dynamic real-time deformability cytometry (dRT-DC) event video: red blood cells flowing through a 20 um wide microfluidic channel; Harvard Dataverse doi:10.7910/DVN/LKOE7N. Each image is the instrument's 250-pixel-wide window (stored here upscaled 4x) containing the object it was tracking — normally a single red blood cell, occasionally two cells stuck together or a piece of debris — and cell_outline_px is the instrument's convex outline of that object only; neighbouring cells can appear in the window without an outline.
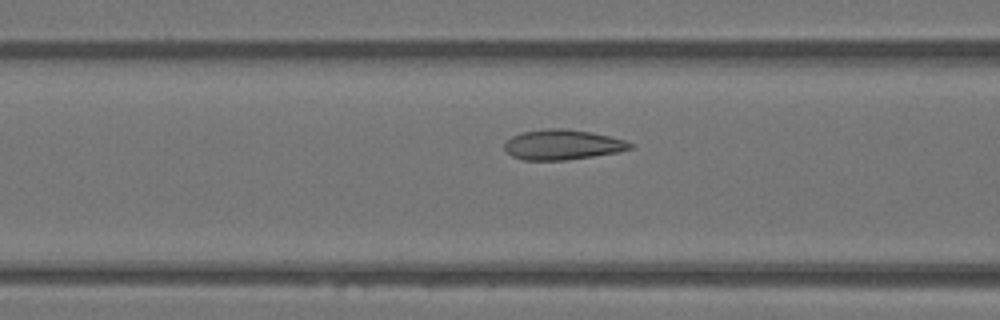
{"species": "Egyptian fruit bat (a non-hibernating species)", "species_latin": "Rousettus aegyptiacus", "temperature_condition": "warm", "stored_images_in_passage": 36, "camera_frame_rate_fps": 3000, "um_per_image_px": 0.085, "animal": {"sex": "female"}, "frame": {"image": 1, "passage_image": 6, "time_ms": 1.667, "image_size_px": [1000, 320], "cell_outline_px": [[632, 148], [620, 152], [564, 160], [524, 160], [512, 156], [504, 148], [504, 144], [512, 136], [524, 132], [548, 128], [564, 128], [592, 132], [624, 140], [632, 144]], "centroid_in_image_um": [47.81, 12.3], "position_along_channel_um": 118.8, "area_um2": 21.85}}
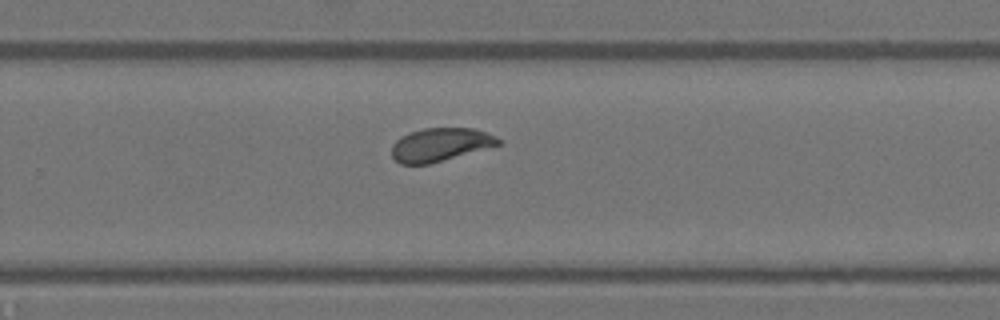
{"frame": {"image": 2, "passage_image": 19, "time_ms": 6.0, "image_size_px": [1000, 320], "cell_outline_px": [[500, 144], [428, 164], [400, 164], [392, 156], [392, 144], [400, 136], [408, 132], [424, 128], [472, 128], [488, 132], [496, 136], [500, 140]], "centroid_in_image_um": [37.39, 12.28], "position_along_channel_um": 292.4, "area_um2": 20.52}}
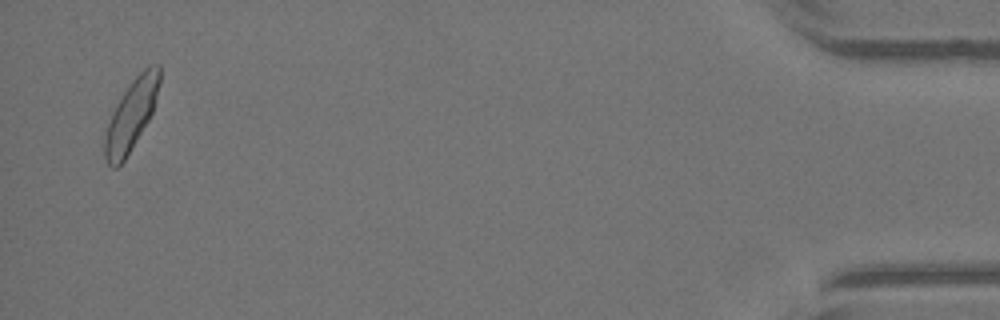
{"frame": {"image": 3, "passage_image": 35, "time_ms": 11.333, "image_size_px": [1000, 320], "cell_outline_px": [[160, 84], [152, 112], [148, 120], [124, 160], [116, 168], [112, 168], [108, 164], [104, 156], [104, 136], [112, 112], [116, 104], [132, 80], [148, 64], [160, 64]], "centroid_in_image_um": [11.16, 9.75], "position_along_channel_um": 424.0, "area_um2": 22.25}, "authors_computed_cell_mechanics": {"area_um2": 21.5305, "velocity_mm_per_s": 4.0204, "shape_relaxation_time_tau1_ms": 3.3807, "shape_relaxation_time_tau2_ms": null, "deformation_change_tau1": 0.1225, "deformation_change_tau2": null}}